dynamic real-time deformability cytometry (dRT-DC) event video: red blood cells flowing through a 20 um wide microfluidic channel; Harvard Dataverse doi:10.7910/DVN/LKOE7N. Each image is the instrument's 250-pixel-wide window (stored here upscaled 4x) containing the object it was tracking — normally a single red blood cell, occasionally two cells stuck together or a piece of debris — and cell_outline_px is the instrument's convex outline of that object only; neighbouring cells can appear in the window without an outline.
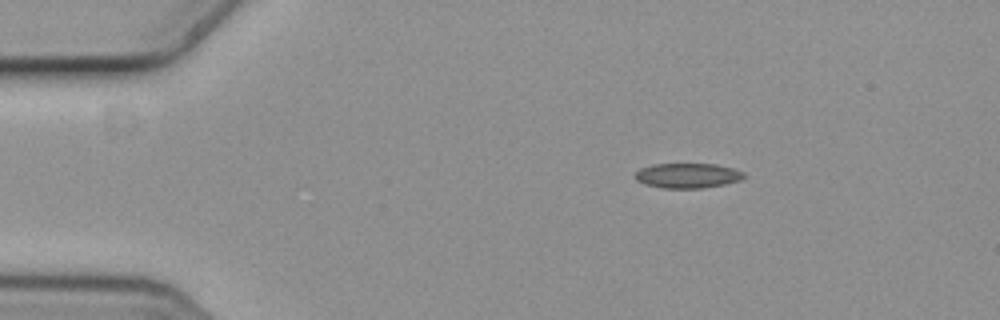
{"species": "common noctule bat (a hibernating species)", "species_latin": "Nyctalus noctula", "temperature_condition": "cold", "stored_images_in_passage": 4, "camera_frame_rate_fps": 3000, "um_per_image_px": 0.085, "animal": {"sex": "female", "body_mass_g": 19.3, "forearm_length_mm": 54.1}, "frame": {"image": 1, "passage_image": 4, "time_ms": 1.0, "image_size_px": [1000, 320], "cell_outline_px": [[744, 176], [740, 180], [724, 184], [700, 188], [664, 188], [644, 184], [636, 180], [636, 172], [640, 168], [652, 164], [716, 164], [732, 168], [744, 172]], "centroid_in_image_um": [58.42, 14.92], "position_along_channel_um": 26.6, "area_um2": 15.66}}